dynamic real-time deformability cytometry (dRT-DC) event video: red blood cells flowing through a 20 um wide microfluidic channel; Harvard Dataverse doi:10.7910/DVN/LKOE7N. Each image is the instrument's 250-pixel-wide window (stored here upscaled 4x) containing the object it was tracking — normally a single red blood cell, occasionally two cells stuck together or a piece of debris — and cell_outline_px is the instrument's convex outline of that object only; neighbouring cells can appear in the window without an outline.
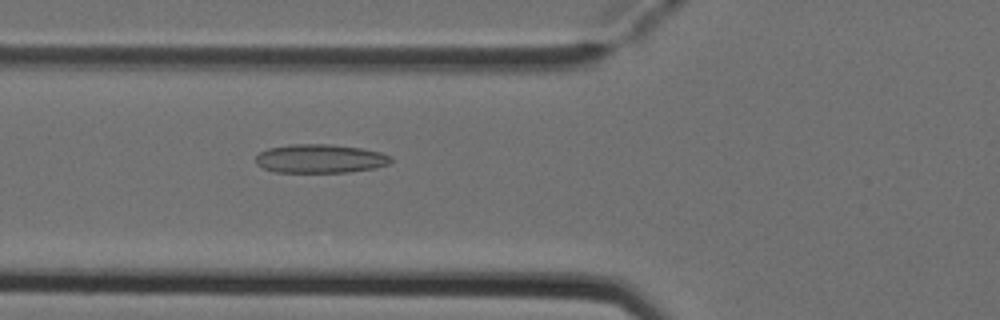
{"species": "Egyptian fruit bat (a non-hibernating species)", "species_latin": "Rousettus aegyptiacus", "temperature_condition": "cold", "stored_images_in_passage": 6, "camera_frame_rate_fps": 3000, "um_per_image_px": 0.085, "animal": {"sex": "female"}, "frame": {"image": 1, "passage_image": 6, "time_ms": 1.667, "image_size_px": [1000, 320], "cell_outline_px": [[392, 160], [388, 164], [376, 168], [348, 172], [276, 172], [264, 168], [256, 164], [256, 156], [260, 152], [268, 148], [292, 144], [328, 144], [360, 148], [380, 152], [392, 156]], "centroid_in_image_um": [27.22, 13.48], "position_along_channel_um": 98.6, "area_um2": 22.6}}